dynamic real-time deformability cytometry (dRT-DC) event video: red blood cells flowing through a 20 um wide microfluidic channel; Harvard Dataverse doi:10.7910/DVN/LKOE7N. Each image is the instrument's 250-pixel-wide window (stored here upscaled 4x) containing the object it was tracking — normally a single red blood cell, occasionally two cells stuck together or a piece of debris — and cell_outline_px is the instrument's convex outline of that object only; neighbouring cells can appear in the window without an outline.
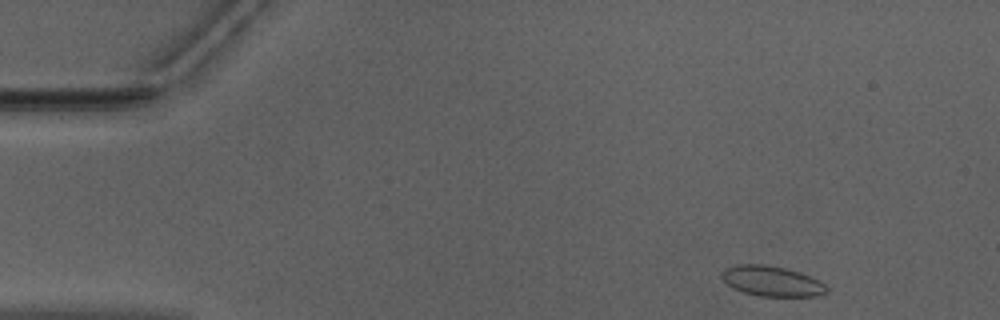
{"species": "Egyptian fruit bat (a non-hibernating species)", "species_latin": "Rousettus aegyptiacus", "temperature_condition": "warm", "stored_images_in_passage": 47, "camera_frame_rate_fps": 3000, "um_per_image_px": 0.085, "animal": {"sex": "male"}, "frame": {"image": 1, "passage_image": 1, "time_ms": 0.0, "image_size_px": [1000, 320], "cell_outline_px": [[828, 292], [820, 296], [760, 296], [744, 292], [732, 288], [720, 276], [720, 272], [724, 268], [740, 264], [764, 264], [784, 268], [800, 272], [824, 284], [828, 288]], "centroid_in_image_um": [65.58, 23.89], "position_along_channel_um": 19.4, "area_um2": 18.44}}
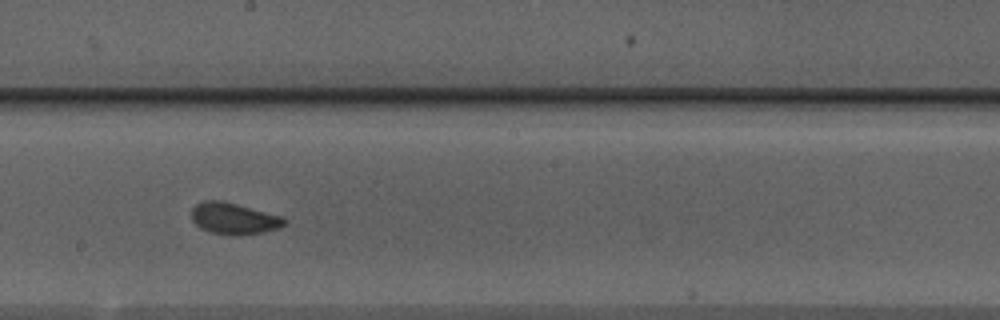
{"frame": {"image": 2, "passage_image": 24, "time_ms": 7.667, "image_size_px": [1000, 320], "cell_outline_px": [[288, 224], [280, 228], [264, 232], [212, 232], [200, 228], [192, 220], [192, 208], [196, 204], [204, 200], [220, 200], [284, 216], [288, 220]], "centroid_in_image_um": [19.93, 18.52], "position_along_channel_um": 228.3, "area_um2": 16.47}}
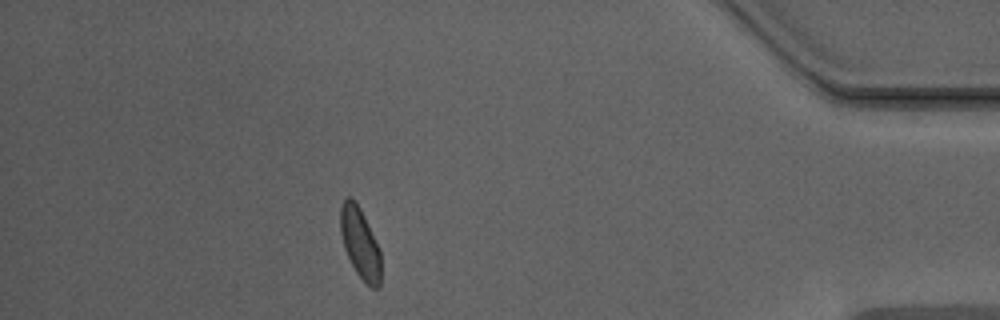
{"frame": {"image": 3, "passage_image": 41, "time_ms": 13.333, "image_size_px": [1000, 320], "cell_outline_px": [[380, 288], [372, 288], [356, 272], [344, 248], [340, 232], [340, 204], [348, 196], [356, 200], [364, 216], [380, 252]], "centroid_in_image_um": [30.58, 20.63], "position_along_channel_um": 404.6, "area_um2": 16.42}, "authors_computed_cell_mechanics": {"area_um2": 17.1088, "velocity_mm_per_s": 3.9603, "shape_relaxation_time_tau1_ms": 4.3921, "shape_relaxation_time_tau2_ms": 1.0822, "deformation_change_tau1": 0.0818, "deformation_change_tau2": 0.0474}}